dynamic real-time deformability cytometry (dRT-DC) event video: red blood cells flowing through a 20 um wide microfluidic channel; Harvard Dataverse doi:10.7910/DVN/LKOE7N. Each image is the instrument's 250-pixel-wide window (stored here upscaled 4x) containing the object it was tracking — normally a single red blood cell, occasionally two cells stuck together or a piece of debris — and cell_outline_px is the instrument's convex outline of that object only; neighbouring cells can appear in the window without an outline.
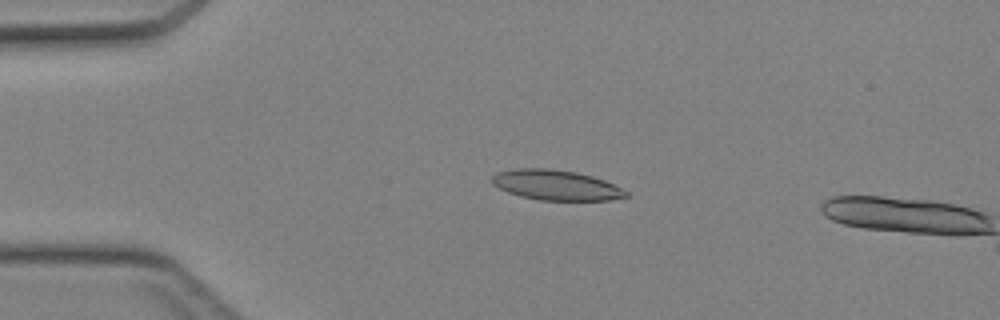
{"species": "Egyptian fruit bat (a non-hibernating species)", "species_latin": "Rousettus aegyptiacus", "temperature_condition": "cold", "stored_images_in_passage": 3, "camera_frame_rate_fps": 3000, "um_per_image_px": 0.085, "animal": {"sex": "female"}, "frame": {"image": 1, "passage_image": 2, "time_ms": 0.333, "image_size_px": [1000, 320], "cell_outline_px": [[628, 196], [608, 200], [540, 200], [520, 196], [508, 192], [492, 184], [488, 180], [496, 172], [516, 168], [548, 168], [576, 172], [592, 176], [604, 180], [628, 192]], "centroid_in_image_um": [47.2, 15.72], "position_along_channel_um": 37.8, "area_um2": 23.52}}